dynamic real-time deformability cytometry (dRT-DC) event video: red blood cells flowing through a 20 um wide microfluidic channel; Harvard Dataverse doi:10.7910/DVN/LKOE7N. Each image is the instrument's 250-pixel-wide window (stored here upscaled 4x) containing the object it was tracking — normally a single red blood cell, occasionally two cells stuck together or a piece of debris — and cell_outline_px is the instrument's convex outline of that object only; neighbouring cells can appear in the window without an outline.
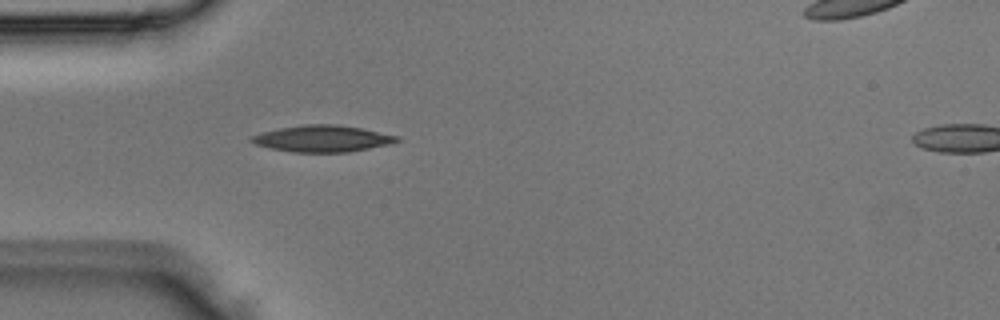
{"species": "Egyptian fruit bat (a non-hibernating species)", "species_latin": "Rousettus aegyptiacus", "temperature_condition": "room temperature", "stored_images_in_passage": 2, "camera_frame_rate_fps": 3000, "um_per_image_px": 0.085, "animal": {"sex": "male"}, "frame": {"image": 1, "passage_image": 1, "time_ms": 0.0, "image_size_px": [1000, 320], "cell_outline_px": [[400, 140], [392, 144], [348, 152], [292, 152], [268, 148], [256, 144], [248, 140], [252, 136], [264, 132], [280, 128], [304, 124], [336, 124], [360, 128], [400, 136]], "centroid_in_image_um": [27.43, 11.78], "position_along_channel_um": 57.6, "area_um2": 22.48}}